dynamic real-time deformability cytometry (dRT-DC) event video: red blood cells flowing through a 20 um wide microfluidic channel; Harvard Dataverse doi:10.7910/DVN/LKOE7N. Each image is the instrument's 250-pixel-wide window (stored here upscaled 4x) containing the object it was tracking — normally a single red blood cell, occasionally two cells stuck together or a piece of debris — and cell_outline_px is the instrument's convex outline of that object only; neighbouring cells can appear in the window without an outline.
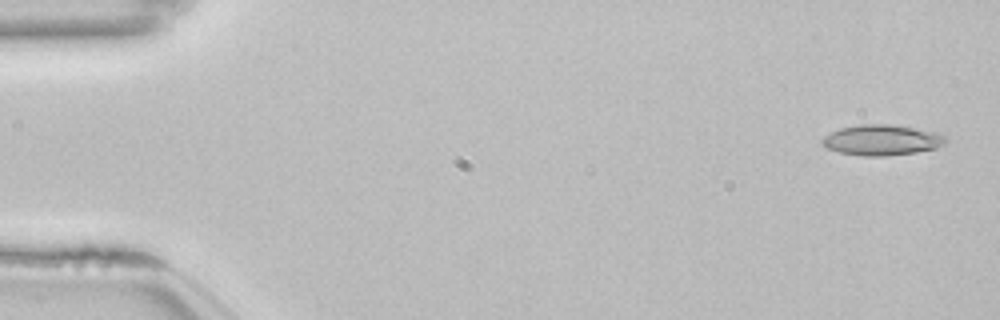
{"species": "common noctule bat (a hibernating species)", "species_latin": "Nyctalus noctula", "temperature_condition": "room temperature", "stored_images_in_passage": 52, "camera_frame_rate_fps": 3000, "um_per_image_px": 0.085, "animal": {"sex": "female", "body_mass_g": 22.7, "forearm_length_mm": 54.2}, "frame": {"image": 1, "passage_image": 1, "time_ms": 0.0, "image_size_px": [1000, 320], "cell_outline_px": [[948, 140], [944, 144], [936, 148], [916, 152], [888, 156], [860, 156], [840, 152], [828, 148], [820, 144], [820, 140], [824, 136], [840, 128], [860, 124], [892, 124], [916, 128], [936, 132], [944, 136]], "centroid_in_image_um": [74.95, 11.9], "position_along_channel_um": 10.1, "area_um2": 22.14}}
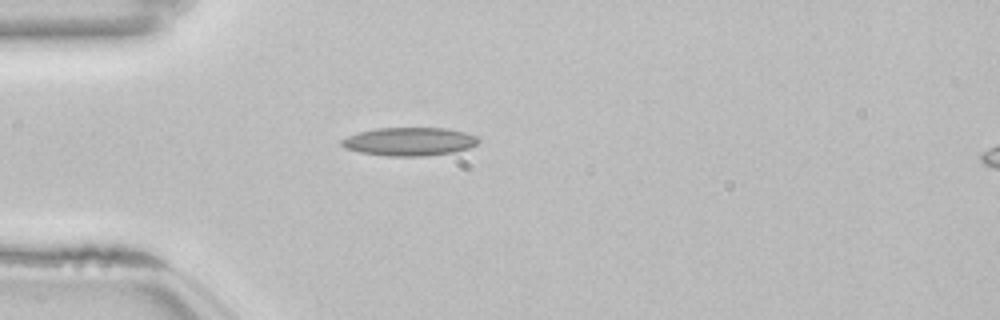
{"frame": {"image": 2, "passage_image": 14, "time_ms": 4.333, "image_size_px": [1000, 320], "cell_outline_px": [[480, 140], [476, 144], [468, 148], [452, 152], [424, 156], [388, 156], [360, 152], [344, 148], [340, 144], [340, 140], [348, 136], [360, 132], [376, 128], [444, 128], [464, 132], [476, 136]], "centroid_in_image_um": [34.77, 12.03], "position_along_channel_um": 50.2, "area_um2": 22.43}}
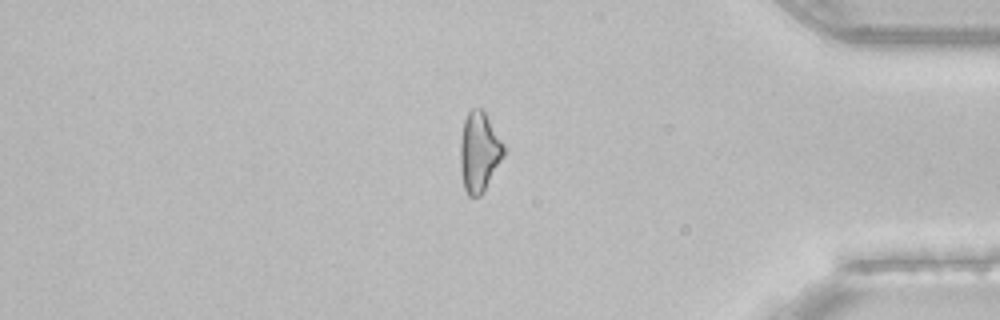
{"frame": {"image": 3, "passage_image": 44, "time_ms": 14.333, "image_size_px": [1000, 320], "cell_outline_px": [[504, 156], [480, 196], [468, 196], [464, 188], [460, 168], [460, 140], [464, 120], [468, 112], [472, 108], [480, 108], [484, 112], [504, 144]], "centroid_in_image_um": [40.71, 12.91], "position_along_channel_um": 394.5, "area_um2": 20.0}, "authors_computed_cell_mechanics": {"area_um2": 21.1259, "velocity_mm_per_s": 3.8626, "shape_relaxation_time_tau1_ms": null, "shape_relaxation_time_tau2_ms": 7.2503, "deformation_change_tau1": null, "deformation_change_tau2": 0.1956}}